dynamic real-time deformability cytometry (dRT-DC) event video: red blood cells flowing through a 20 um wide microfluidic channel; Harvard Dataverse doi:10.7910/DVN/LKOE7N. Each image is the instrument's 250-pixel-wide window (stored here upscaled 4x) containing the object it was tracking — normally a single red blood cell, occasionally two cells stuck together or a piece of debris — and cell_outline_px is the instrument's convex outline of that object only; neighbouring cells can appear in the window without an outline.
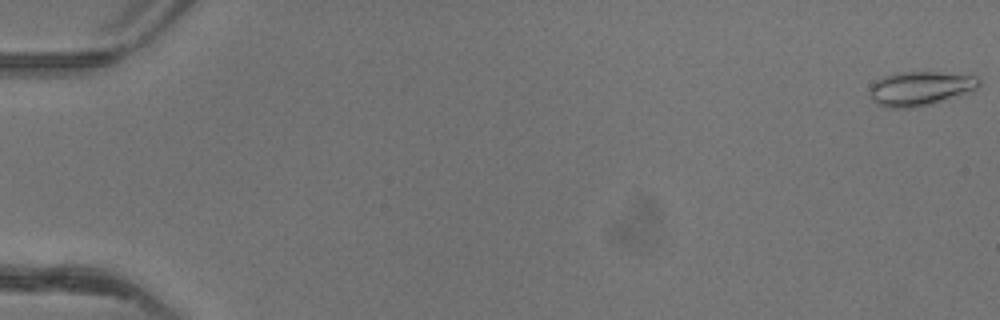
{"species": "common noctule bat (a hibernating species)", "species_latin": "Nyctalus noctula", "temperature_condition": "warm", "stored_images_in_passage": 51, "camera_frame_rate_fps": 3000, "um_per_image_px": 0.085, "animal": {"sex": "female"}, "frame": {"image": 1, "passage_image": 1, "time_ms": 0.0, "image_size_px": [1000, 320], "cell_outline_px": [[980, 84], [972, 92], [928, 104], [912, 108], [888, 108], [876, 104], [872, 100], [872, 84], [876, 80], [884, 76], [896, 72], [936, 72], [980, 76]], "centroid_in_image_um": [78.25, 7.51], "position_along_channel_um": 6.8, "area_um2": 21.73}}
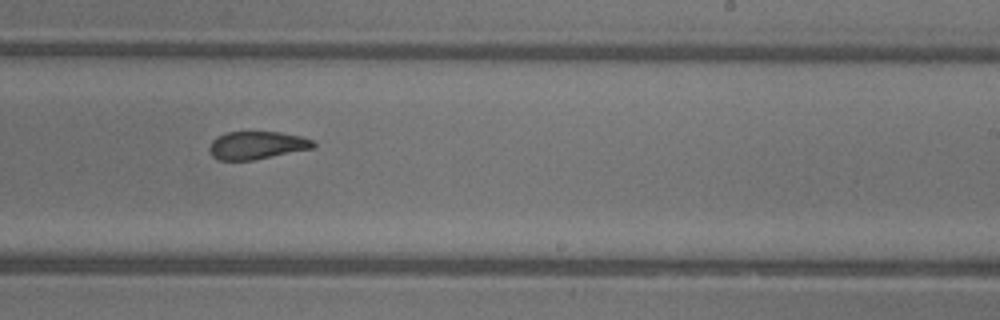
{"frame": {"image": 2, "passage_image": 33, "time_ms": 10.667, "image_size_px": [1000, 320], "cell_outline_px": [[316, 148], [252, 160], [220, 160], [212, 156], [208, 148], [212, 140], [228, 132], [280, 132], [300, 136], [316, 140]], "centroid_in_image_um": [21.89, 12.35], "position_along_channel_um": 267.1, "area_um2": 16.94}}
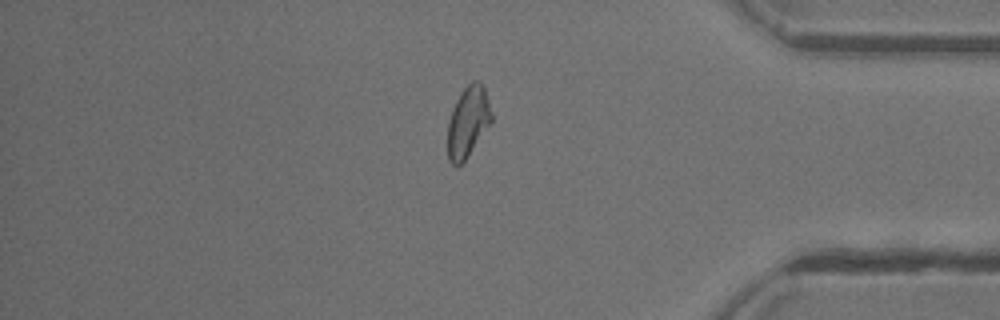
{"frame": {"image": 3, "passage_image": 44, "time_ms": 14.333, "image_size_px": [1000, 320], "cell_outline_px": [[492, 124], [464, 160], [460, 164], [452, 164], [448, 160], [448, 120], [456, 100], [460, 92], [472, 80], [476, 80], [484, 88], [492, 112]], "centroid_in_image_um": [39.79, 10.34], "position_along_channel_um": 395.4, "area_um2": 18.03}, "authors_computed_cell_mechanics": {"area_um2": 18.6694, "velocity_mm_per_s": 4.1629, "shape_relaxation_time_tau1_ms": null, "shape_relaxation_time_tau2_ms": 1.7833, "deformation_change_tau1": null, "deformation_change_tau2": 0.083}}